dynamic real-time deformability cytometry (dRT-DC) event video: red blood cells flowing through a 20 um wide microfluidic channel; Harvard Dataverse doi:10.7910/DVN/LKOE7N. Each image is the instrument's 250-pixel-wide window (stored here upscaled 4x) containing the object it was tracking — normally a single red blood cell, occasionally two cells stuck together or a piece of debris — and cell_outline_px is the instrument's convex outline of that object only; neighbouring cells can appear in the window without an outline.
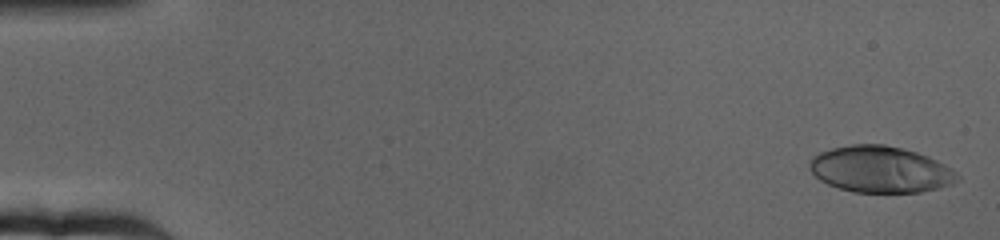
{"species": "human", "species_latin": "Homo sapiens", "temperature_condition": "cold", "stored_images_in_passage": 8, "camera_frame_rate_fps": 3000, "um_per_image_px": 0.085, "donor": {"sex": "female"}, "frame": {"image": 1, "passage_image": 2, "time_ms": 0.333, "image_size_px": [1000, 240], "cell_outline_px": [[960, 180], [952, 184], [920, 192], [852, 192], [828, 184], [820, 180], [808, 168], [808, 164], [812, 156], [820, 152], [832, 148], [852, 144], [884, 144], [904, 148], [928, 156], [944, 164], [956, 172], [960, 176]], "centroid_in_image_um": [74.82, 14.39], "position_along_channel_um": 10.2, "area_um2": 40.06}}